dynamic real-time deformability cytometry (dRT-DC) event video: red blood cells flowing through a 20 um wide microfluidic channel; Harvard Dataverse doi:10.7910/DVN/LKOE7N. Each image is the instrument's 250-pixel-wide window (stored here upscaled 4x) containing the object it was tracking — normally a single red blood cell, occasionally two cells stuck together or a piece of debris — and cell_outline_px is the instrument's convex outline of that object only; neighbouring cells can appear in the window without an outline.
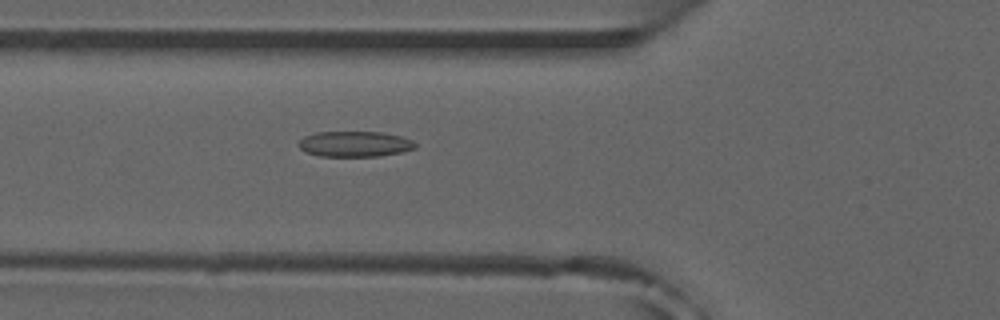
{"species": "common noctule bat (a hibernating species)", "species_latin": "Nyctalus noctula", "temperature_condition": "room temperature", "stored_images_in_passage": 39, "camera_frame_rate_fps": 3000, "um_per_image_px": 0.085, "animal": {"sex": "male", "forearm_length_mm": 52.5}, "frame": {"image": 1, "passage_image": 6, "time_ms": 1.667, "image_size_px": [1000, 320], "cell_outline_px": [[416, 148], [400, 152], [380, 156], [320, 156], [304, 152], [296, 144], [304, 136], [316, 132], [380, 132], [400, 136], [412, 140], [416, 144]], "centroid_in_image_um": [30.11, 12.24], "position_along_channel_um": 95.7, "area_um2": 17.4}, "authors_computed_cell_mechanics": {"area_um2": 16.7042, "velocity_mm_per_s": 3.917, "shape_relaxation_time_tau1_ms": null, "shape_relaxation_time_tau2_ms": 2.1007, "deformation_change_tau1": null, "deformation_change_tau2": 0.084}}